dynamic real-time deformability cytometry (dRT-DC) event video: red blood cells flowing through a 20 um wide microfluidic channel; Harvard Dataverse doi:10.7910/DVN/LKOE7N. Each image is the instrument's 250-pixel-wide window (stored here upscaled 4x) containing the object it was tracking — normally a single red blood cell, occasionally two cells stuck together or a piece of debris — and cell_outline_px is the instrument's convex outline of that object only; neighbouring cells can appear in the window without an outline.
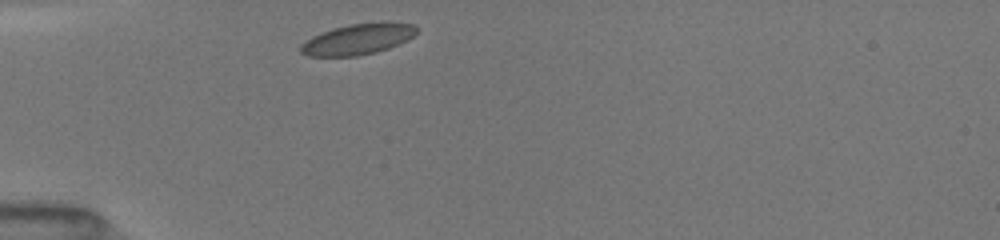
{"species": "common noctule bat (a hibernating species)", "species_latin": "Nyctalus noctula", "temperature_condition": "room temperature", "stored_images_in_passage": 31, "camera_frame_rate_fps": 3000, "um_per_image_px": 0.085, "animal": {"sex": "female", "body_mass_g": 19.5, "forearm_length_mm": 54.1}, "frame": {"image": 1, "passage_image": 1, "time_ms": 0.0, "image_size_px": [1000, 240], "cell_outline_px": [[416, 32], [412, 36], [388, 48], [376, 52], [356, 56], [308, 56], [300, 52], [300, 44], [312, 36], [332, 28], [348, 24], [380, 20], [384, 20], [412, 24], [416, 28]], "centroid_in_image_um": [30.38, 3.3], "position_along_channel_um": 54.6, "area_um2": 20.98}}
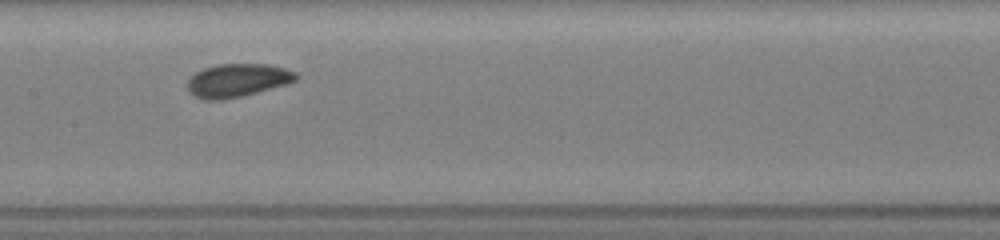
{"frame": {"image": 2, "passage_image": 12, "time_ms": 3.667, "image_size_px": [1000, 240], "cell_outline_px": [[300, 76], [296, 80], [288, 84], [240, 96], [220, 100], [204, 100], [188, 92], [188, 80], [196, 72], [204, 68], [220, 64], [268, 64], [284, 68], [296, 72]], "centroid_in_image_um": [20.2, 6.82], "position_along_channel_um": 187.2, "area_um2": 20.92}}
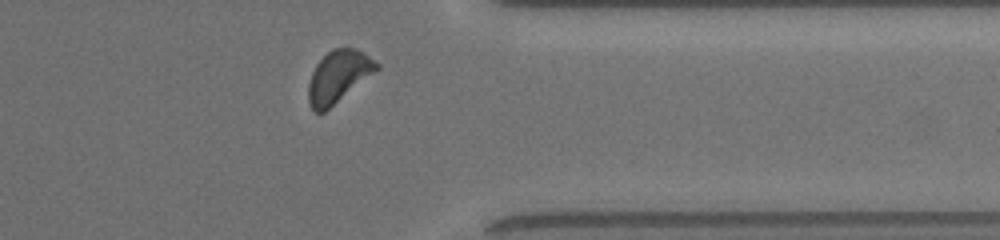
{"frame": {"image": 3, "passage_image": 27, "time_ms": 8.667, "image_size_px": [1000, 240], "cell_outline_px": [[380, 68], [324, 112], [316, 112], [312, 108], [308, 100], [308, 84], [312, 72], [316, 64], [332, 48], [356, 48], [364, 52], [380, 64]], "centroid_in_image_um": [28.77, 6.48], "position_along_channel_um": 382.6, "area_um2": 20.46}, "authors_computed_cell_mechanics": {"area_um2": 20.6924, "velocity_mm_per_s": 4.0134, "shape_relaxation_time_tau1_ms": 1.9735, "shape_relaxation_time_tau2_ms": 3.5673, "deformation_change_tau1": 0.0638, "deformation_change_tau2": 0.0805}}